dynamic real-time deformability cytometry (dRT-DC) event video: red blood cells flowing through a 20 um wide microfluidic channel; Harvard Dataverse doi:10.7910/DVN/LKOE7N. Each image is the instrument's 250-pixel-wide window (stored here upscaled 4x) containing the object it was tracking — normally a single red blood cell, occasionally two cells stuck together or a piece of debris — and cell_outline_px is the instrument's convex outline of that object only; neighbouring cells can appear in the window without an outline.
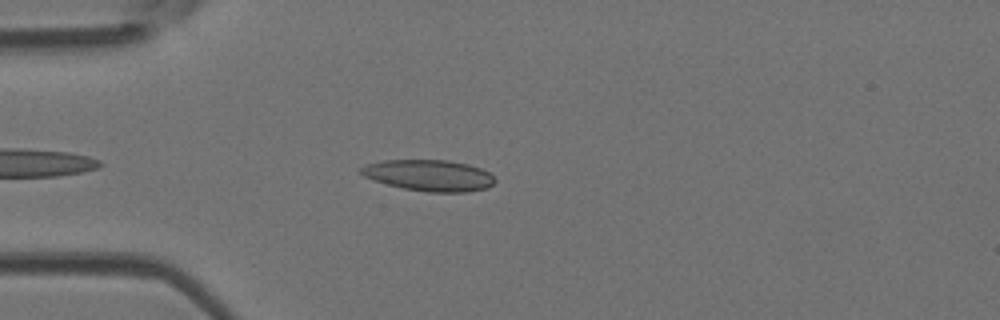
{"species": "Egyptian fruit bat (a non-hibernating species)", "species_latin": "Rousettus aegyptiacus", "temperature_condition": "room temperature", "stored_images_in_passage": 42, "camera_frame_rate_fps": 3000, "um_per_image_px": 0.085, "animal": {"sex": "female"}, "frame": {"image": 1, "passage_image": 12, "time_ms": 3.667, "image_size_px": [1000, 320], "cell_outline_px": [[492, 180], [488, 184], [480, 188], [412, 188], [392, 184], [384, 180], [404, 160], [432, 160], [460, 164], [484, 172]], "centroid_in_image_um": [37.13, 14.91], "position_along_channel_um": 47.9, "area_um2": 16.76}}
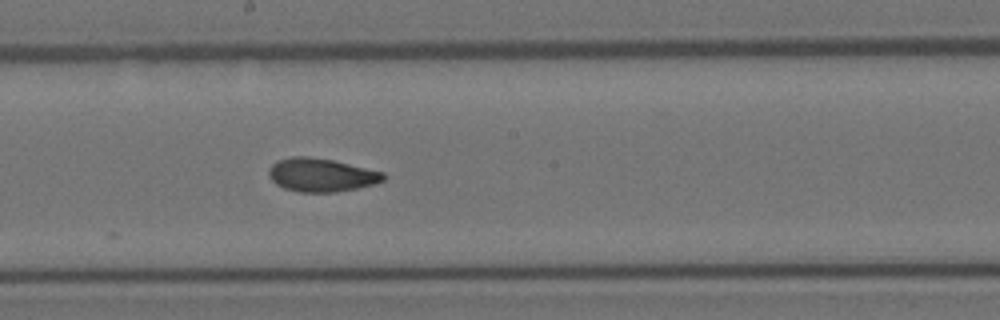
{"frame": {"image": 2, "passage_image": 25, "time_ms": 8.0, "image_size_px": [1000, 320], "cell_outline_px": [[384, 176], [380, 180], [364, 184], [344, 188], [292, 188], [280, 184], [272, 176], [272, 168], [276, 164], [288, 160], [324, 160], [380, 172]], "centroid_in_image_um": [27.36, 14.84], "position_along_channel_um": 220.8, "area_um2": 17.57}}
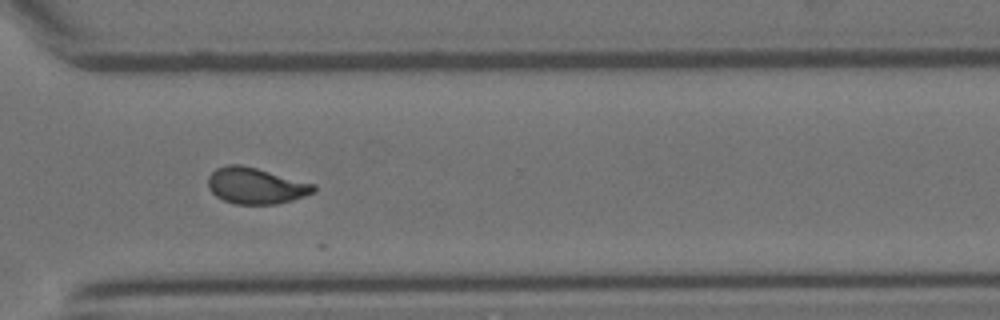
{"frame": {"image": 3, "passage_image": 34, "time_ms": 11.0, "image_size_px": [1000, 320], "cell_outline_px": [[312, 188], [308, 192], [284, 200], [264, 204], [244, 204], [228, 200], [220, 196], [212, 188], [212, 176], [220, 168], [252, 168], [312, 184]], "centroid_in_image_um": [21.76, 15.82], "position_along_channel_um": 348.8, "area_um2": 18.96}, "authors_computed_cell_mechanics": {"area_um2": 17.7157, "velocity_mm_per_s": 4.2803, "shape_relaxation_time_tau1_ms": null, "shape_relaxation_time_tau2_ms": 3.8987, "deformation_change_tau1": null, "deformation_change_tau2": 0.0867}}